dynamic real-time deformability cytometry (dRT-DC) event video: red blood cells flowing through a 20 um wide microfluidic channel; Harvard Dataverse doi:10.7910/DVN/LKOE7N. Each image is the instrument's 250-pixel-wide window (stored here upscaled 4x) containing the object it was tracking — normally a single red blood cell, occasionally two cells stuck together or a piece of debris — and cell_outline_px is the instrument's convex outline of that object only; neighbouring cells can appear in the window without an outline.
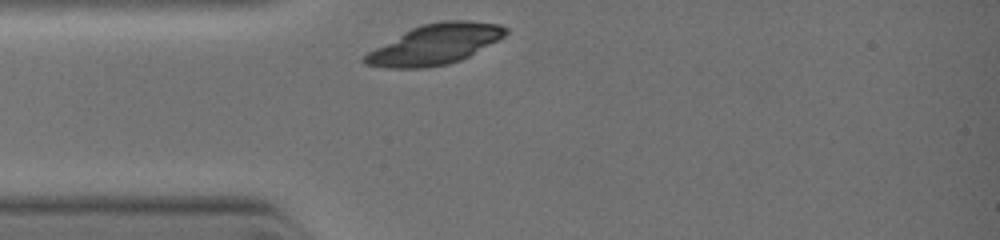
{"species": "common noctule bat (a hibernating species)", "species_latin": "Nyctalus noctula", "temperature_condition": "warm", "stored_images_in_passage": 4, "camera_frame_rate_fps": 3000, "um_per_image_px": 0.085, "animal": {"sex": "female", "body_mass_g": 19.0, "forearm_length_mm": 51.5}, "frame": {"image": 1, "passage_image": 1, "time_ms": 0.0, "image_size_px": [1000, 240], "cell_outline_px": [[508, 32], [504, 36], [468, 56], [460, 60], [448, 64], [424, 68], [388, 68], [364, 64], [360, 60], [368, 52], [404, 32], [412, 28], [424, 24], [444, 20], [468, 20], [500, 24], [508, 28]], "centroid_in_image_um": [36.97, 3.77], "position_along_channel_um": 48.0, "area_um2": 32.66}}